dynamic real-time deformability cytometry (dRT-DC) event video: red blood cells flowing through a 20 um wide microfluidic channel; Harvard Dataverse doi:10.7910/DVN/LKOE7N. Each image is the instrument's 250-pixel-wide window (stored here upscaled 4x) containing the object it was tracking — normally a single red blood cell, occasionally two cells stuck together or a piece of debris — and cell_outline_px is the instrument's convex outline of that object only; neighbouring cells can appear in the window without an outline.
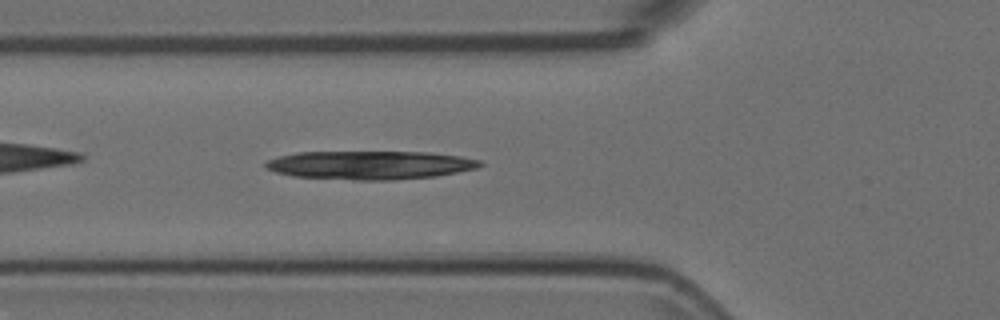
{"species": "Egyptian fruit bat (a non-hibernating species)", "species_latin": "Rousettus aegyptiacus", "temperature_condition": "room temperature", "stored_images_in_passage": 41, "camera_frame_rate_fps": 3000, "um_per_image_px": 0.085, "animal": {"sex": "female"}, "frame": {"image": 1, "passage_image": 5, "time_ms": 1.333, "image_size_px": [1000, 320], "cell_outline_px": [[484, 164], [476, 168], [436, 176], [392, 180], [356, 180], [292, 176], [276, 172], [264, 168], [264, 164], [268, 160], [280, 156], [296, 152], [432, 152], [460, 156], [480, 160]], "centroid_in_image_um": [31.44, 14.03], "position_along_channel_um": 94.4, "area_um2": 35.66}}
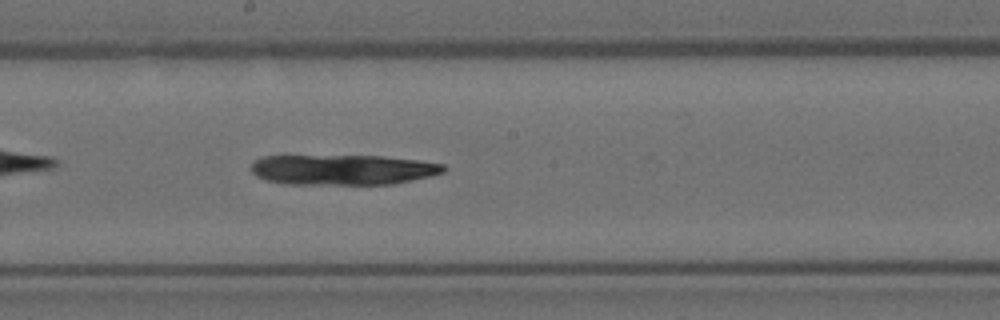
{"frame": {"image": 2, "passage_image": 15, "time_ms": 4.667, "image_size_px": [1000, 320], "cell_outline_px": [[448, 168], [444, 172], [428, 176], [392, 184], [284, 184], [264, 180], [256, 176], [252, 172], [252, 160], [260, 156], [384, 156], [420, 160], [444, 164]], "centroid_in_image_um": [29.11, 14.42], "position_along_channel_um": 219.1, "area_um2": 34.16}}
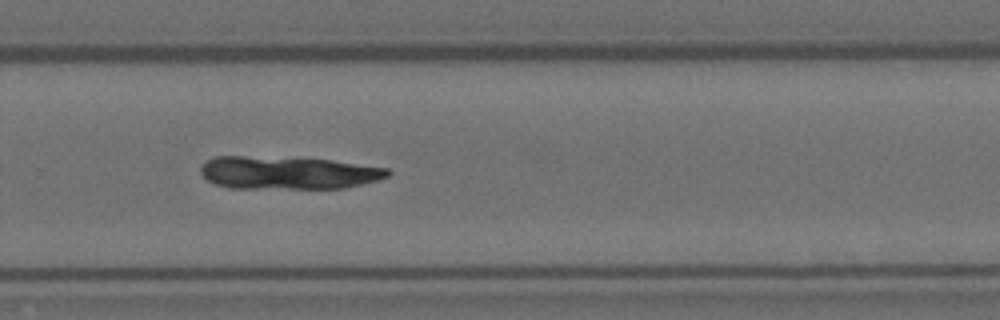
{"frame": {"image": 3, "passage_image": 22, "time_ms": 7.0, "image_size_px": [1000, 320], "cell_outline_px": [[392, 172], [388, 176], [376, 180], [344, 188], [228, 188], [216, 184], [208, 180], [200, 172], [200, 168], [208, 160], [216, 156], [244, 156], [332, 160], [388, 168]], "centroid_in_image_um": [24.47, 14.69], "position_along_channel_um": 305.3, "area_um2": 35.49}}